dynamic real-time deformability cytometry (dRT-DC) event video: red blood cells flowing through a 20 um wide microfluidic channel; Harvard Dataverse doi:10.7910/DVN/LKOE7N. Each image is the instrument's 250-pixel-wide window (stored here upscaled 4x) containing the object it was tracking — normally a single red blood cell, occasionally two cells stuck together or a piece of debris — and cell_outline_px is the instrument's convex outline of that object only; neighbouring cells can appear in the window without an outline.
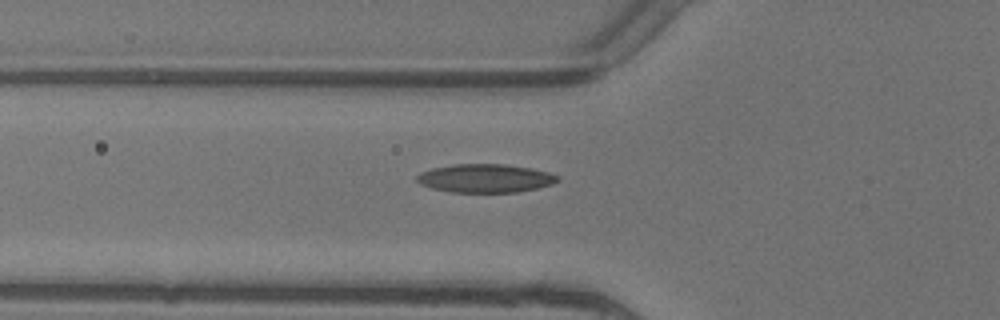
{"species": "common noctule bat (a hibernating species)", "species_latin": "Nyctalus noctula", "temperature_condition": "warm", "stored_images_in_passage": 2, "camera_frame_rate_fps": 3000, "um_per_image_px": 0.085, "animal": {"sex": "female"}, "frame": {"image": 1, "passage_image": 2, "time_ms": 0.333, "image_size_px": [1000, 320], "cell_outline_px": [[560, 180], [552, 184], [536, 188], [516, 192], [452, 192], [432, 188], [420, 184], [416, 180], [416, 176], [420, 172], [432, 168], [452, 164], [504, 164], [532, 168], [548, 172], [560, 176]], "centroid_in_image_um": [41.24, 15.14], "position_along_channel_um": 84.6, "area_um2": 23.41}}